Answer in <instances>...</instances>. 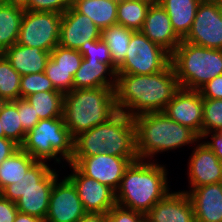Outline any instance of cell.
<instances>
[{
  "instance_id": "f1b7e54d",
  "label": "cell",
  "mask_w": 222,
  "mask_h": 222,
  "mask_svg": "<svg viewBox=\"0 0 222 222\" xmlns=\"http://www.w3.org/2000/svg\"><path fill=\"white\" fill-rule=\"evenodd\" d=\"M150 5L137 0L118 2L117 24L133 31H141Z\"/></svg>"
},
{
  "instance_id": "7dc6e473",
  "label": "cell",
  "mask_w": 222,
  "mask_h": 222,
  "mask_svg": "<svg viewBox=\"0 0 222 222\" xmlns=\"http://www.w3.org/2000/svg\"><path fill=\"white\" fill-rule=\"evenodd\" d=\"M137 1L147 3L150 6L160 4V0H137Z\"/></svg>"
},
{
  "instance_id": "4fadbf2b",
  "label": "cell",
  "mask_w": 222,
  "mask_h": 222,
  "mask_svg": "<svg viewBox=\"0 0 222 222\" xmlns=\"http://www.w3.org/2000/svg\"><path fill=\"white\" fill-rule=\"evenodd\" d=\"M60 181L57 179L53 184L44 222H77L87 212L73 183L67 177Z\"/></svg>"
},
{
  "instance_id": "74e56055",
  "label": "cell",
  "mask_w": 222,
  "mask_h": 222,
  "mask_svg": "<svg viewBox=\"0 0 222 222\" xmlns=\"http://www.w3.org/2000/svg\"><path fill=\"white\" fill-rule=\"evenodd\" d=\"M107 222H143L146 215L139 211L130 210L119 205L113 206L108 213Z\"/></svg>"
},
{
  "instance_id": "ba28073f",
  "label": "cell",
  "mask_w": 222,
  "mask_h": 222,
  "mask_svg": "<svg viewBox=\"0 0 222 222\" xmlns=\"http://www.w3.org/2000/svg\"><path fill=\"white\" fill-rule=\"evenodd\" d=\"M73 142L62 116L40 120L26 133L20 148L37 161L46 162L53 158L57 163L61 162L60 159L69 163L73 157Z\"/></svg>"
},
{
  "instance_id": "3957f363",
  "label": "cell",
  "mask_w": 222,
  "mask_h": 222,
  "mask_svg": "<svg viewBox=\"0 0 222 222\" xmlns=\"http://www.w3.org/2000/svg\"><path fill=\"white\" fill-rule=\"evenodd\" d=\"M138 157L134 118L117 111L111 118L74 138L73 157L105 154Z\"/></svg>"
},
{
  "instance_id": "7a4b0ae2",
  "label": "cell",
  "mask_w": 222,
  "mask_h": 222,
  "mask_svg": "<svg viewBox=\"0 0 222 222\" xmlns=\"http://www.w3.org/2000/svg\"><path fill=\"white\" fill-rule=\"evenodd\" d=\"M164 166L154 160L131 162L115 192L116 204L146 214L170 191Z\"/></svg>"
},
{
  "instance_id": "52a82bcc",
  "label": "cell",
  "mask_w": 222,
  "mask_h": 222,
  "mask_svg": "<svg viewBox=\"0 0 222 222\" xmlns=\"http://www.w3.org/2000/svg\"><path fill=\"white\" fill-rule=\"evenodd\" d=\"M171 64L179 87L199 90L211 79L222 75V50L182 40L171 54Z\"/></svg>"
},
{
  "instance_id": "8d00e7d4",
  "label": "cell",
  "mask_w": 222,
  "mask_h": 222,
  "mask_svg": "<svg viewBox=\"0 0 222 222\" xmlns=\"http://www.w3.org/2000/svg\"><path fill=\"white\" fill-rule=\"evenodd\" d=\"M72 0H30L28 10L63 14L70 8Z\"/></svg>"
},
{
  "instance_id": "ee69618b",
  "label": "cell",
  "mask_w": 222,
  "mask_h": 222,
  "mask_svg": "<svg viewBox=\"0 0 222 222\" xmlns=\"http://www.w3.org/2000/svg\"><path fill=\"white\" fill-rule=\"evenodd\" d=\"M77 222H107L106 214L87 212Z\"/></svg>"
},
{
  "instance_id": "d4e9b609",
  "label": "cell",
  "mask_w": 222,
  "mask_h": 222,
  "mask_svg": "<svg viewBox=\"0 0 222 222\" xmlns=\"http://www.w3.org/2000/svg\"><path fill=\"white\" fill-rule=\"evenodd\" d=\"M36 162L21 148L5 159L0 165V192L6 186L18 182Z\"/></svg>"
},
{
  "instance_id": "9c48e42d",
  "label": "cell",
  "mask_w": 222,
  "mask_h": 222,
  "mask_svg": "<svg viewBox=\"0 0 222 222\" xmlns=\"http://www.w3.org/2000/svg\"><path fill=\"white\" fill-rule=\"evenodd\" d=\"M171 63V54L150 41L141 31H134L124 61L117 74L150 75L164 70Z\"/></svg>"
},
{
  "instance_id": "8992f818",
  "label": "cell",
  "mask_w": 222,
  "mask_h": 222,
  "mask_svg": "<svg viewBox=\"0 0 222 222\" xmlns=\"http://www.w3.org/2000/svg\"><path fill=\"white\" fill-rule=\"evenodd\" d=\"M55 169L45 161H37L18 182L6 186L0 194L16 203L18 212L45 220L54 182Z\"/></svg>"
},
{
  "instance_id": "603a6c76",
  "label": "cell",
  "mask_w": 222,
  "mask_h": 222,
  "mask_svg": "<svg viewBox=\"0 0 222 222\" xmlns=\"http://www.w3.org/2000/svg\"><path fill=\"white\" fill-rule=\"evenodd\" d=\"M202 0H160L175 33L183 40L189 33Z\"/></svg>"
},
{
  "instance_id": "e0dca14e",
  "label": "cell",
  "mask_w": 222,
  "mask_h": 222,
  "mask_svg": "<svg viewBox=\"0 0 222 222\" xmlns=\"http://www.w3.org/2000/svg\"><path fill=\"white\" fill-rule=\"evenodd\" d=\"M188 165L191 188L222 182V162L204 142L194 148Z\"/></svg>"
},
{
  "instance_id": "7402d4cb",
  "label": "cell",
  "mask_w": 222,
  "mask_h": 222,
  "mask_svg": "<svg viewBox=\"0 0 222 222\" xmlns=\"http://www.w3.org/2000/svg\"><path fill=\"white\" fill-rule=\"evenodd\" d=\"M4 56L22 76L44 72L50 52L16 43L4 51Z\"/></svg>"
},
{
  "instance_id": "60d3db41",
  "label": "cell",
  "mask_w": 222,
  "mask_h": 222,
  "mask_svg": "<svg viewBox=\"0 0 222 222\" xmlns=\"http://www.w3.org/2000/svg\"><path fill=\"white\" fill-rule=\"evenodd\" d=\"M17 213L16 203L0 194V222H14Z\"/></svg>"
},
{
  "instance_id": "8fae6325",
  "label": "cell",
  "mask_w": 222,
  "mask_h": 222,
  "mask_svg": "<svg viewBox=\"0 0 222 222\" xmlns=\"http://www.w3.org/2000/svg\"><path fill=\"white\" fill-rule=\"evenodd\" d=\"M183 41L222 50V0H202Z\"/></svg>"
},
{
  "instance_id": "30bf717a",
  "label": "cell",
  "mask_w": 222,
  "mask_h": 222,
  "mask_svg": "<svg viewBox=\"0 0 222 222\" xmlns=\"http://www.w3.org/2000/svg\"><path fill=\"white\" fill-rule=\"evenodd\" d=\"M62 14L25 10L17 43L51 52L59 44Z\"/></svg>"
},
{
  "instance_id": "f6af8a7d",
  "label": "cell",
  "mask_w": 222,
  "mask_h": 222,
  "mask_svg": "<svg viewBox=\"0 0 222 222\" xmlns=\"http://www.w3.org/2000/svg\"><path fill=\"white\" fill-rule=\"evenodd\" d=\"M14 222H44V221L36 216L18 212L16 214Z\"/></svg>"
},
{
  "instance_id": "9a60e30c",
  "label": "cell",
  "mask_w": 222,
  "mask_h": 222,
  "mask_svg": "<svg viewBox=\"0 0 222 222\" xmlns=\"http://www.w3.org/2000/svg\"><path fill=\"white\" fill-rule=\"evenodd\" d=\"M177 123L187 126L202 137L203 98L199 90L179 88L163 111Z\"/></svg>"
},
{
  "instance_id": "f35d334b",
  "label": "cell",
  "mask_w": 222,
  "mask_h": 222,
  "mask_svg": "<svg viewBox=\"0 0 222 222\" xmlns=\"http://www.w3.org/2000/svg\"><path fill=\"white\" fill-rule=\"evenodd\" d=\"M17 109L21 119L20 122L26 132L32 130L40 121L34 107L26 99L20 98L17 100Z\"/></svg>"
},
{
  "instance_id": "83f0119b",
  "label": "cell",
  "mask_w": 222,
  "mask_h": 222,
  "mask_svg": "<svg viewBox=\"0 0 222 222\" xmlns=\"http://www.w3.org/2000/svg\"><path fill=\"white\" fill-rule=\"evenodd\" d=\"M64 94L59 91L36 92L25 99L34 107L40 120L63 116Z\"/></svg>"
},
{
  "instance_id": "d6a6232c",
  "label": "cell",
  "mask_w": 222,
  "mask_h": 222,
  "mask_svg": "<svg viewBox=\"0 0 222 222\" xmlns=\"http://www.w3.org/2000/svg\"><path fill=\"white\" fill-rule=\"evenodd\" d=\"M50 58L74 77L83 60L82 54L75 49H67L57 45L51 52Z\"/></svg>"
},
{
  "instance_id": "4dcf8cb0",
  "label": "cell",
  "mask_w": 222,
  "mask_h": 222,
  "mask_svg": "<svg viewBox=\"0 0 222 222\" xmlns=\"http://www.w3.org/2000/svg\"><path fill=\"white\" fill-rule=\"evenodd\" d=\"M21 75L11 66L9 60L0 57V100L15 101L21 98Z\"/></svg>"
},
{
  "instance_id": "2e32d148",
  "label": "cell",
  "mask_w": 222,
  "mask_h": 222,
  "mask_svg": "<svg viewBox=\"0 0 222 222\" xmlns=\"http://www.w3.org/2000/svg\"><path fill=\"white\" fill-rule=\"evenodd\" d=\"M101 39V29L72 6L62 14L59 46L78 50L86 41Z\"/></svg>"
},
{
  "instance_id": "ac0fdd59",
  "label": "cell",
  "mask_w": 222,
  "mask_h": 222,
  "mask_svg": "<svg viewBox=\"0 0 222 222\" xmlns=\"http://www.w3.org/2000/svg\"><path fill=\"white\" fill-rule=\"evenodd\" d=\"M145 215L150 222H196L192 202L185 190L169 192Z\"/></svg>"
},
{
  "instance_id": "1f68e13d",
  "label": "cell",
  "mask_w": 222,
  "mask_h": 222,
  "mask_svg": "<svg viewBox=\"0 0 222 222\" xmlns=\"http://www.w3.org/2000/svg\"><path fill=\"white\" fill-rule=\"evenodd\" d=\"M222 130V99L203 98V127L201 139Z\"/></svg>"
},
{
  "instance_id": "cb8c5ba5",
  "label": "cell",
  "mask_w": 222,
  "mask_h": 222,
  "mask_svg": "<svg viewBox=\"0 0 222 222\" xmlns=\"http://www.w3.org/2000/svg\"><path fill=\"white\" fill-rule=\"evenodd\" d=\"M71 6L88 16L101 30L117 24L118 2L115 0H72Z\"/></svg>"
},
{
  "instance_id": "7c38bea8",
  "label": "cell",
  "mask_w": 222,
  "mask_h": 222,
  "mask_svg": "<svg viewBox=\"0 0 222 222\" xmlns=\"http://www.w3.org/2000/svg\"><path fill=\"white\" fill-rule=\"evenodd\" d=\"M136 160L138 157H118L105 153L90 157H72L69 163L83 175L109 186L116 192L126 168Z\"/></svg>"
},
{
  "instance_id": "836d02e7",
  "label": "cell",
  "mask_w": 222,
  "mask_h": 222,
  "mask_svg": "<svg viewBox=\"0 0 222 222\" xmlns=\"http://www.w3.org/2000/svg\"><path fill=\"white\" fill-rule=\"evenodd\" d=\"M44 91H57L44 72L21 76V98L25 99L33 93Z\"/></svg>"
},
{
  "instance_id": "f546056e",
  "label": "cell",
  "mask_w": 222,
  "mask_h": 222,
  "mask_svg": "<svg viewBox=\"0 0 222 222\" xmlns=\"http://www.w3.org/2000/svg\"><path fill=\"white\" fill-rule=\"evenodd\" d=\"M0 120L4 137L13 140L21 146L26 137V131L20 122V115L17 109V100L0 102Z\"/></svg>"
},
{
  "instance_id": "e575fe53",
  "label": "cell",
  "mask_w": 222,
  "mask_h": 222,
  "mask_svg": "<svg viewBox=\"0 0 222 222\" xmlns=\"http://www.w3.org/2000/svg\"><path fill=\"white\" fill-rule=\"evenodd\" d=\"M44 73L57 91L65 94L73 90V76L69 71L58 67V64L51 58L47 61Z\"/></svg>"
},
{
  "instance_id": "277c9868",
  "label": "cell",
  "mask_w": 222,
  "mask_h": 222,
  "mask_svg": "<svg viewBox=\"0 0 222 222\" xmlns=\"http://www.w3.org/2000/svg\"><path fill=\"white\" fill-rule=\"evenodd\" d=\"M136 152L138 159L146 160L157 153L173 150L201 140L187 126L169 118L164 112H149L134 117Z\"/></svg>"
},
{
  "instance_id": "484cf974",
  "label": "cell",
  "mask_w": 222,
  "mask_h": 222,
  "mask_svg": "<svg viewBox=\"0 0 222 222\" xmlns=\"http://www.w3.org/2000/svg\"><path fill=\"white\" fill-rule=\"evenodd\" d=\"M24 11L0 2V48L3 51L17 43Z\"/></svg>"
},
{
  "instance_id": "5b68a950",
  "label": "cell",
  "mask_w": 222,
  "mask_h": 222,
  "mask_svg": "<svg viewBox=\"0 0 222 222\" xmlns=\"http://www.w3.org/2000/svg\"><path fill=\"white\" fill-rule=\"evenodd\" d=\"M116 112L115 88L73 89L64 94L63 118L73 139L104 123Z\"/></svg>"
},
{
  "instance_id": "ab89813d",
  "label": "cell",
  "mask_w": 222,
  "mask_h": 222,
  "mask_svg": "<svg viewBox=\"0 0 222 222\" xmlns=\"http://www.w3.org/2000/svg\"><path fill=\"white\" fill-rule=\"evenodd\" d=\"M202 98L222 99V75L208 81L200 89Z\"/></svg>"
},
{
  "instance_id": "44dd1931",
  "label": "cell",
  "mask_w": 222,
  "mask_h": 222,
  "mask_svg": "<svg viewBox=\"0 0 222 222\" xmlns=\"http://www.w3.org/2000/svg\"><path fill=\"white\" fill-rule=\"evenodd\" d=\"M117 67L113 63H101L83 58L73 77V89L116 88ZM110 79L107 78V75ZM112 78V79H111Z\"/></svg>"
},
{
  "instance_id": "ffe728a7",
  "label": "cell",
  "mask_w": 222,
  "mask_h": 222,
  "mask_svg": "<svg viewBox=\"0 0 222 222\" xmlns=\"http://www.w3.org/2000/svg\"><path fill=\"white\" fill-rule=\"evenodd\" d=\"M185 192L192 202L196 222H222V182Z\"/></svg>"
},
{
  "instance_id": "b9f144b4",
  "label": "cell",
  "mask_w": 222,
  "mask_h": 222,
  "mask_svg": "<svg viewBox=\"0 0 222 222\" xmlns=\"http://www.w3.org/2000/svg\"><path fill=\"white\" fill-rule=\"evenodd\" d=\"M20 146L13 140L2 137L0 138V165L1 163L15 153Z\"/></svg>"
},
{
  "instance_id": "6da1fadb",
  "label": "cell",
  "mask_w": 222,
  "mask_h": 222,
  "mask_svg": "<svg viewBox=\"0 0 222 222\" xmlns=\"http://www.w3.org/2000/svg\"><path fill=\"white\" fill-rule=\"evenodd\" d=\"M172 64L150 75L117 74V111L134 118L149 112H163L179 89Z\"/></svg>"
},
{
  "instance_id": "d590c367",
  "label": "cell",
  "mask_w": 222,
  "mask_h": 222,
  "mask_svg": "<svg viewBox=\"0 0 222 222\" xmlns=\"http://www.w3.org/2000/svg\"><path fill=\"white\" fill-rule=\"evenodd\" d=\"M78 51L86 60L113 63L108 45L102 39L86 41Z\"/></svg>"
},
{
  "instance_id": "bcb514c9",
  "label": "cell",
  "mask_w": 222,
  "mask_h": 222,
  "mask_svg": "<svg viewBox=\"0 0 222 222\" xmlns=\"http://www.w3.org/2000/svg\"><path fill=\"white\" fill-rule=\"evenodd\" d=\"M29 1L30 0H2V3L28 10Z\"/></svg>"
},
{
  "instance_id": "5bb4252c",
  "label": "cell",
  "mask_w": 222,
  "mask_h": 222,
  "mask_svg": "<svg viewBox=\"0 0 222 222\" xmlns=\"http://www.w3.org/2000/svg\"><path fill=\"white\" fill-rule=\"evenodd\" d=\"M68 164L72 167L73 173L71 172L67 178L76 187L84 210L107 214L116 205L115 191L109 186L83 175L73 164Z\"/></svg>"
},
{
  "instance_id": "681fc988",
  "label": "cell",
  "mask_w": 222,
  "mask_h": 222,
  "mask_svg": "<svg viewBox=\"0 0 222 222\" xmlns=\"http://www.w3.org/2000/svg\"><path fill=\"white\" fill-rule=\"evenodd\" d=\"M4 55V51L0 48V57Z\"/></svg>"
},
{
  "instance_id": "c3c4849f",
  "label": "cell",
  "mask_w": 222,
  "mask_h": 222,
  "mask_svg": "<svg viewBox=\"0 0 222 222\" xmlns=\"http://www.w3.org/2000/svg\"><path fill=\"white\" fill-rule=\"evenodd\" d=\"M4 137V131L2 129L1 120H0V138Z\"/></svg>"
},
{
  "instance_id": "7bdbcfd3",
  "label": "cell",
  "mask_w": 222,
  "mask_h": 222,
  "mask_svg": "<svg viewBox=\"0 0 222 222\" xmlns=\"http://www.w3.org/2000/svg\"><path fill=\"white\" fill-rule=\"evenodd\" d=\"M211 140L204 142L211 150L214 151L215 155L220 159L222 162V130L211 132Z\"/></svg>"
},
{
  "instance_id": "4316f807",
  "label": "cell",
  "mask_w": 222,
  "mask_h": 222,
  "mask_svg": "<svg viewBox=\"0 0 222 222\" xmlns=\"http://www.w3.org/2000/svg\"><path fill=\"white\" fill-rule=\"evenodd\" d=\"M134 31L120 24L101 30V39L108 45L113 64L118 67L125 59Z\"/></svg>"
},
{
  "instance_id": "d6986e66",
  "label": "cell",
  "mask_w": 222,
  "mask_h": 222,
  "mask_svg": "<svg viewBox=\"0 0 222 222\" xmlns=\"http://www.w3.org/2000/svg\"><path fill=\"white\" fill-rule=\"evenodd\" d=\"M141 32L170 54L182 41L175 33L170 18L161 4L149 7Z\"/></svg>"
}]
</instances>
